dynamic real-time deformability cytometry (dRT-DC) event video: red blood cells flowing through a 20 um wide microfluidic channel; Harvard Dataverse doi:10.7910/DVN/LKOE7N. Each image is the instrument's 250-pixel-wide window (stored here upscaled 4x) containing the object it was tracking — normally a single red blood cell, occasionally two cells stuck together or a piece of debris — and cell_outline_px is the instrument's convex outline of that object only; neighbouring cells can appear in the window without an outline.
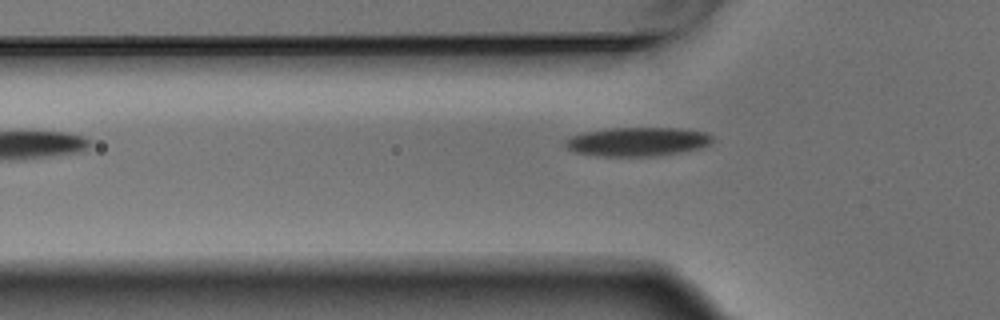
{"species": "Egyptian fruit bat (a non-hibernating species)", "species_latin": "Rousettus aegyptiacus", "temperature_condition": "warm", "stored_images_in_passage": 5, "camera_frame_rate_fps": 3000, "um_per_image_px": 0.085, "animal": {"sex": "male"}, "frame": {"image": 1, "passage_image": 5, "time_ms": 1.333, "image_size_px": [1000, 320], "cell_outline_px": [[712, 140], [708, 144], [700, 148], [680, 152], [652, 156], [604, 156], [576, 152], [568, 148], [564, 144], [564, 140], [572, 136], [584, 132], [608, 128], [680, 128], [704, 132], [712, 136]], "centroid_in_image_um": [54.17, 12.03], "position_along_channel_um": 71.6, "area_um2": 24.51}}